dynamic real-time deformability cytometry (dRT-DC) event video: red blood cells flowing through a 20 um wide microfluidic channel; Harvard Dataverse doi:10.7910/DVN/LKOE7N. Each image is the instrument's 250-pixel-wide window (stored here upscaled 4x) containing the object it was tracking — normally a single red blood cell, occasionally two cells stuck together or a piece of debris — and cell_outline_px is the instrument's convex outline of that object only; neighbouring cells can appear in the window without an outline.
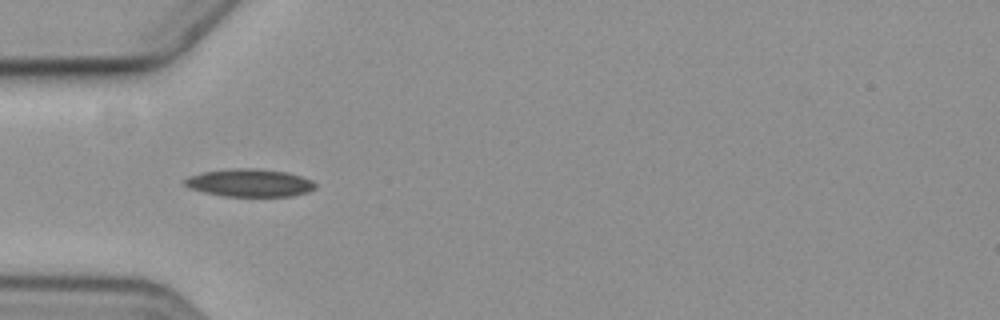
{"species": "common noctule bat (a hibernating species)", "species_latin": "Nyctalus noctula", "temperature_condition": "cold", "stored_images_in_passage": 4, "camera_frame_rate_fps": 3000, "um_per_image_px": 0.085, "animal": {"sex": "female", "body_mass_g": 19.3, "forearm_length_mm": 54.1}, "frame": {"image": 1, "passage_image": 3, "time_ms": 2.667, "image_size_px": [1000, 320], "cell_outline_px": [[316, 188], [308, 192], [292, 196], [224, 196], [204, 192], [188, 188], [184, 184], [184, 180], [188, 176], [204, 172], [232, 168], [256, 168], [288, 172], [312, 180], [316, 184]], "centroid_in_image_um": [21.23, 15.54], "position_along_channel_um": 63.8, "area_um2": 21.21}}
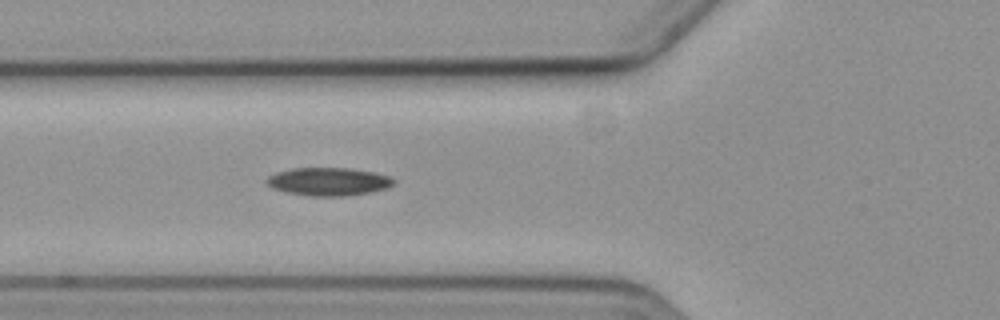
{"frame": {"image": 2, "passage_image": 4, "time_ms": 3.667, "image_size_px": [1000, 320], "cell_outline_px": [[396, 180], [388, 188], [368, 192], [344, 196], [312, 196], [288, 192], [272, 188], [264, 180], [268, 176], [276, 172], [292, 168], [348, 168], [372, 172], [392, 176]], "centroid_in_image_um": [27.92, 15.43], "position_along_channel_um": 97.9, "area_um2": 20.69}}